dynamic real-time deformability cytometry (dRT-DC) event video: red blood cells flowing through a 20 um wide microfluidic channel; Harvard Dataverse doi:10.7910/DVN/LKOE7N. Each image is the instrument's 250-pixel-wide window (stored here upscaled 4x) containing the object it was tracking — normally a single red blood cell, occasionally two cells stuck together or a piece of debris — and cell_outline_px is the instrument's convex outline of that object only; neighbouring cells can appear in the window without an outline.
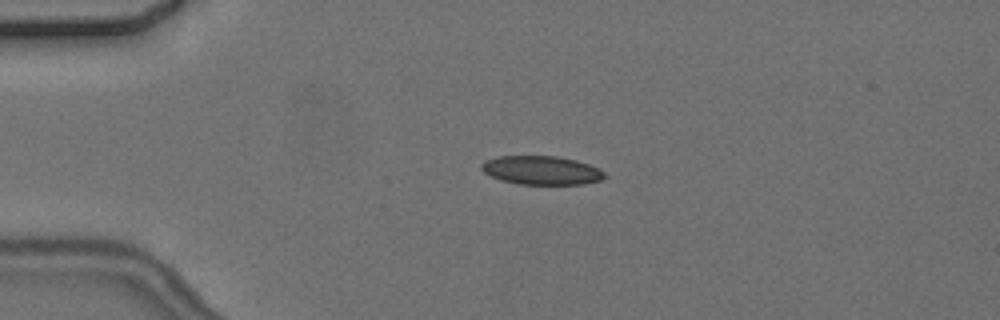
{"species": "common noctule bat (a hibernating species)", "species_latin": "Nyctalus noctula", "temperature_condition": "cold", "stored_images_in_passage": 4, "camera_frame_rate_fps": 3000, "um_per_image_px": 0.085, "animal": {"sex": "female", "body_mass_g": 24.6, "forearm_length_mm": 56.2}, "frame": {"image": 1, "passage_image": 3, "time_ms": 3.333, "image_size_px": [1000, 320], "cell_outline_px": [[608, 176], [600, 180], [584, 184], [520, 184], [500, 180], [484, 172], [480, 168], [480, 164], [484, 160], [496, 156], [556, 156], [576, 160], [600, 168]], "centroid_in_image_um": [46.02, 14.47], "position_along_channel_um": 39.0, "area_um2": 20.75}}